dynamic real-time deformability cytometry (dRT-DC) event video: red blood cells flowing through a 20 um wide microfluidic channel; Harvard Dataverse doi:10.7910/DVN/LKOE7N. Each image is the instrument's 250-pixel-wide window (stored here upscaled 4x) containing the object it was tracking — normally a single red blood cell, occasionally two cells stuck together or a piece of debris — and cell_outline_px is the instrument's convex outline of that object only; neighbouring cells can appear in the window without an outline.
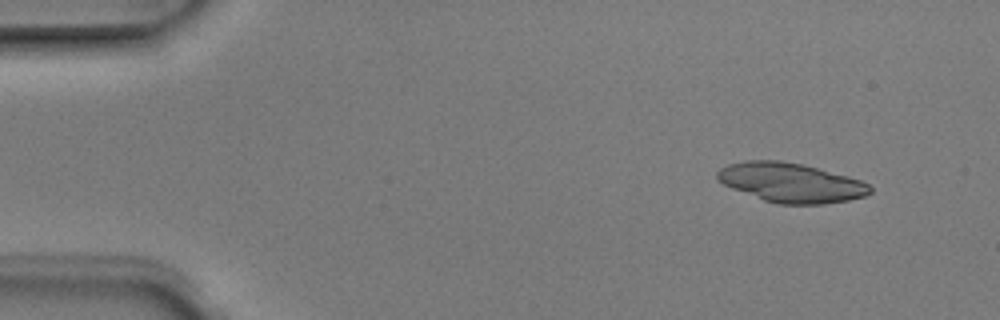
{"species": "Egyptian fruit bat (a non-hibernating species)", "species_latin": "Rousettus aegyptiacus", "temperature_condition": "room temperature", "stored_images_in_passage": 3, "camera_frame_rate_fps": 3000, "um_per_image_px": 0.085, "animal": {"sex": "male"}, "frame": {"image": 1, "passage_image": 1, "time_ms": 0.0, "image_size_px": [1000, 320], "cell_outline_px": [[872, 192], [864, 196], [848, 200], [824, 204], [776, 204], [764, 200], [732, 188], [716, 180], [716, 172], [720, 168], [728, 164], [744, 160], [780, 160], [804, 164], [848, 176], [860, 180], [868, 184], [872, 188]], "centroid_in_image_um": [67.21, 15.51], "position_along_channel_um": 17.8, "area_um2": 35.2}}